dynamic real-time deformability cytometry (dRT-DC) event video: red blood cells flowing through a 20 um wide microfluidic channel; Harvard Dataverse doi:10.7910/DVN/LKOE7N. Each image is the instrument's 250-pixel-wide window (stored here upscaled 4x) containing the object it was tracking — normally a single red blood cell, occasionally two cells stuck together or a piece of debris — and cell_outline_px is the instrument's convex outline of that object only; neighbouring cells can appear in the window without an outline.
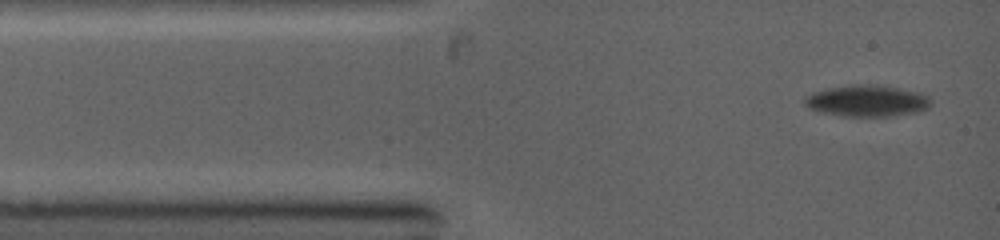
{"species": "common noctule bat (a hibernating species)", "species_latin": "Nyctalus noctula", "temperature_condition": "warm", "stored_images_in_passage": 11, "camera_frame_rate_fps": 5000, "um_per_image_px": 0.085, "animal": {"sex": "female", "body_mass_g": 19.0, "forearm_length_mm": 53.3}, "frame": {"image": 1, "passage_image": 1, "time_ms": 0.0, "image_size_px": [1000, 240], "cell_outline_px": [[932, 104], [928, 108], [916, 112], [892, 116], [844, 116], [820, 112], [808, 108], [804, 104], [804, 96], [812, 92], [828, 88], [852, 84], [876, 84], [920, 92], [928, 96], [932, 100]], "centroid_in_image_um": [73.69, 8.56], "position_along_channel_um": 11.3, "area_um2": 23.41}}
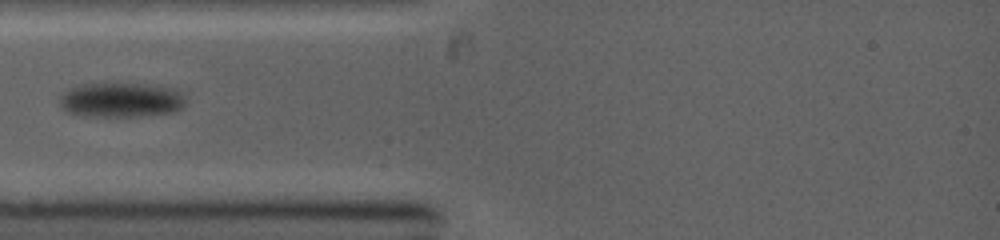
{"frame": {"image": 2, "passage_image": 5, "time_ms": 2.8, "image_size_px": [1000, 240], "cell_outline_px": [[184, 104], [176, 112], [140, 116], [80, 116], [68, 112], [60, 108], [60, 96], [64, 92], [72, 88], [84, 84], [156, 84], [176, 88], [184, 96]], "centroid_in_image_um": [10.31, 8.5], "position_along_channel_um": 74.7, "area_um2": 25.61}}
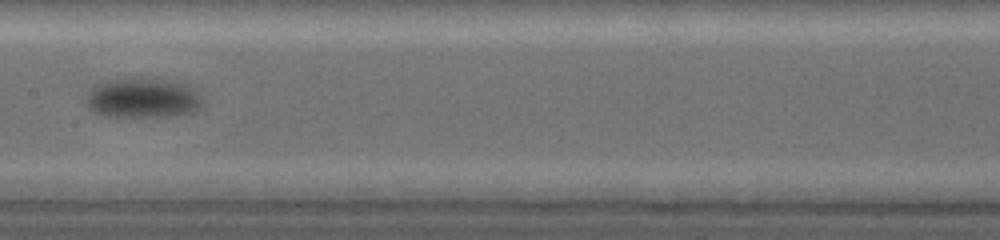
{"frame": {"image": 3, "passage_image": 10, "time_ms": 5.8, "image_size_px": [1000, 240], "cell_outline_px": [[204, 104], [196, 112], [176, 116], [104, 116], [88, 108], [84, 100], [88, 88], [104, 80], [156, 76], [188, 84], [200, 96]], "centroid_in_image_um": [12.13, 8.3], "position_along_channel_um": 195.3, "area_um2": 28.09}}